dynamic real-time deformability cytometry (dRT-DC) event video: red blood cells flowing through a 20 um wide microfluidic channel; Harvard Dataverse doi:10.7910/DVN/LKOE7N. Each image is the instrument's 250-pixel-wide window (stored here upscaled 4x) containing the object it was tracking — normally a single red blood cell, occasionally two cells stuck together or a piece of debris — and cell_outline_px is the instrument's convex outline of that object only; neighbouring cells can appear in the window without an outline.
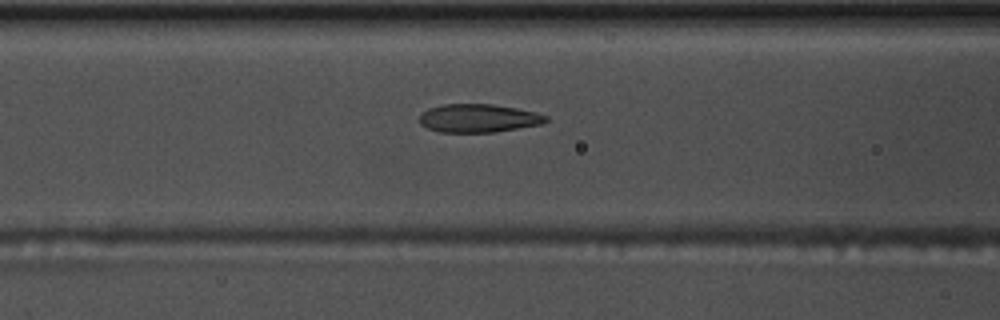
{"species": "common noctule bat (a hibernating species)", "species_latin": "Nyctalus noctula", "temperature_condition": "warm", "stored_images_in_passage": 33, "camera_frame_rate_fps": 3000, "um_per_image_px": 0.085, "animal": {"sex": "male", "body_mass_g": 17.5, "forearm_length_mm": 52.3}, "frame": {"image": 1, "passage_image": 6, "time_ms": 1.667, "image_size_px": [1000, 320], "cell_outline_px": [[548, 120], [540, 124], [492, 132], [440, 132], [428, 128], [420, 124], [420, 116], [428, 108], [444, 104], [492, 104], [516, 108], [548, 116]], "centroid_in_image_um": [40.63, 10.04], "position_along_channel_um": 126.0, "area_um2": 20.52}}
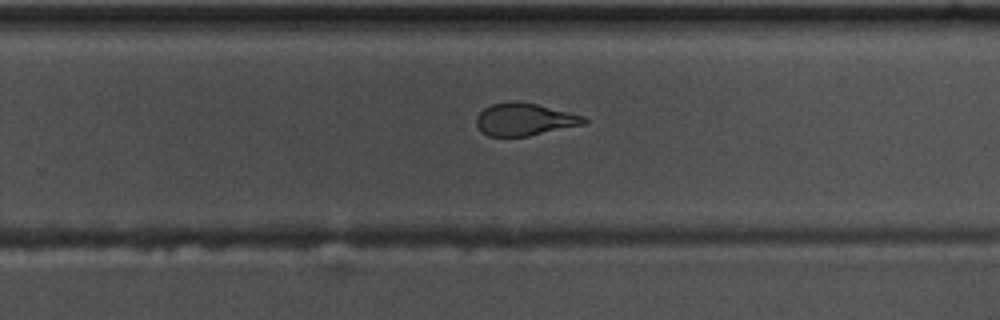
{"frame": {"image": 2, "passage_image": 19, "time_ms": 6.0, "image_size_px": [1000, 320], "cell_outline_px": [[588, 120], [584, 124], [528, 136], [488, 136], [480, 132], [476, 124], [476, 116], [484, 108], [492, 104], [508, 100], [516, 100], [536, 104], [584, 116]], "centroid_in_image_um": [44.53, 10.14], "position_along_channel_um": 285.3, "area_um2": 20.4}, "authors_computed_cell_mechanics": {"area_um2": 21.4438, "velocity_mm_per_s": 3.686, "shape_relaxation_time_tau1_ms": 8.1823, "shape_relaxation_time_tau2_ms": 1.2357, "deformation_change_tau1": 0.2398, "deformation_change_tau2": 0.0862}}